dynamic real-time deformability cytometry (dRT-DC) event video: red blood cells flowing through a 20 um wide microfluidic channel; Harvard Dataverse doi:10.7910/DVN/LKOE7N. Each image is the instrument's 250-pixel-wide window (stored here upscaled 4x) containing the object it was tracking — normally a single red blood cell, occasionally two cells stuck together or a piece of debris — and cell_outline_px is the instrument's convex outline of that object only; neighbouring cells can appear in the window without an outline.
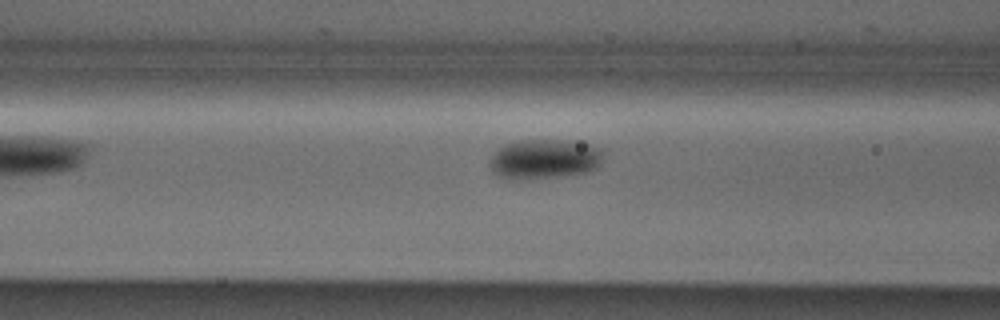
{"species": "Egyptian fruit bat (a non-hibernating species)", "species_latin": "Rousettus aegyptiacus", "temperature_condition": "cold", "stored_images_in_passage": 5, "camera_frame_rate_fps": 3000, "um_per_image_px": 0.085, "animal": {"sex": "male"}, "frame": {"image": 1, "passage_image": 5, "time_ms": 1.333, "image_size_px": [1000, 320], "cell_outline_px": [[604, 156], [600, 164], [596, 168], [588, 172], [560, 176], [520, 180], [508, 180], [496, 176], [492, 172], [492, 156], [504, 144], [520, 140], [564, 140], [588, 144], [600, 148], [604, 152]], "centroid_in_image_um": [46.29, 13.53], "position_along_channel_um": 120.3, "area_um2": 26.41}}